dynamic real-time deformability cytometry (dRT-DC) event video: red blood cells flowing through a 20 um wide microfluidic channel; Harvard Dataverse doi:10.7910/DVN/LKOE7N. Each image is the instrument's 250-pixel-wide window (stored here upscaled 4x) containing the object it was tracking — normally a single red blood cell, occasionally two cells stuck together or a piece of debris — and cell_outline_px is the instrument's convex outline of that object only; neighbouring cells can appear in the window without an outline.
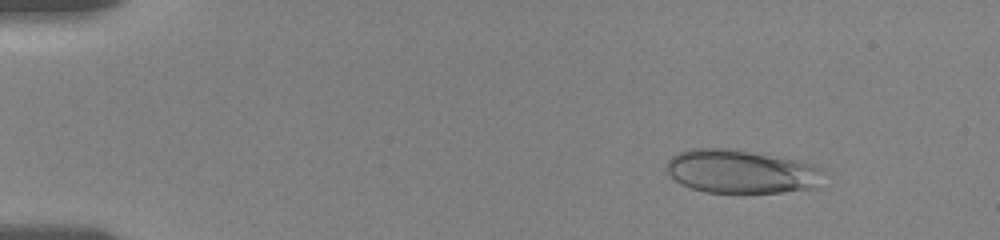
{"species": "human", "species_latin": "Homo sapiens", "temperature_condition": "room temperature", "stored_images_in_passage": 56, "camera_frame_rate_fps": 3000, "um_per_image_px": 0.085, "donor": {"sex": "female"}, "frame": {"image": 1, "passage_image": 7, "time_ms": 2.0, "image_size_px": [1000, 240], "cell_outline_px": [[828, 172], [816, 188], [780, 192], [704, 192], [692, 188], [676, 180], [664, 168], [668, 160], [676, 152], [688, 148], [732, 148], [780, 156], [820, 164]], "centroid_in_image_um": [63.1, 14.55], "position_along_channel_um": 21.9, "area_um2": 40.81}}
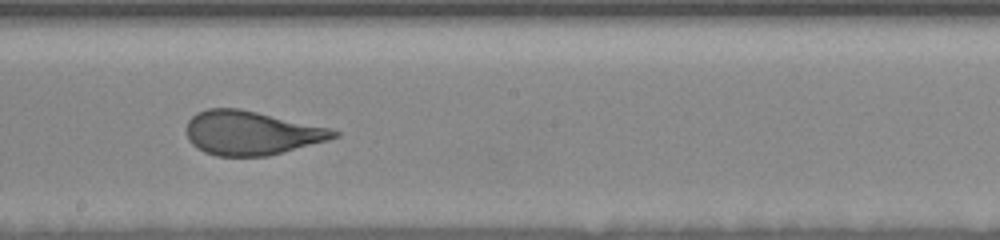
{"frame": {"image": 2, "passage_image": 32, "time_ms": 10.333, "image_size_px": [1000, 240], "cell_outline_px": [[340, 136], [328, 140], [268, 156], [216, 156], [204, 152], [196, 148], [188, 140], [188, 120], [196, 112], [208, 108], [240, 108], [332, 128], [340, 132]], "centroid_in_image_um": [21.38, 11.29], "position_along_channel_um": 226.8, "area_um2": 37.92}}
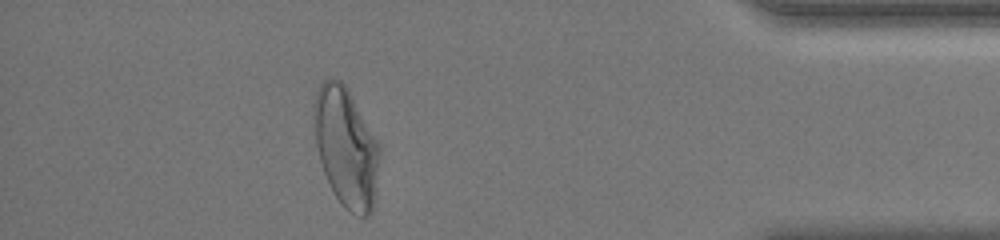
{"frame": {"image": 3, "passage_image": 50, "time_ms": 16.333, "image_size_px": [1000, 240], "cell_outline_px": [[380, 156], [372, 208], [368, 216], [360, 216], [344, 208], [336, 196], [324, 172], [320, 160], [316, 144], [312, 116], [312, 104], [316, 92], [320, 84], [324, 80], [340, 80], [348, 88], [380, 144]], "centroid_in_image_um": [29.4, 12.46], "position_along_channel_um": 405.8, "area_um2": 45.55}, "authors_computed_cell_mechanics": {"area_um2": 40.4311, "velocity_mm_per_s": 3.6054, "shape_relaxation_time_tau1_ms": 5.4401, "shape_relaxation_time_tau2_ms": null, "deformation_change_tau1": 0.1757, "deformation_change_tau2": null}}